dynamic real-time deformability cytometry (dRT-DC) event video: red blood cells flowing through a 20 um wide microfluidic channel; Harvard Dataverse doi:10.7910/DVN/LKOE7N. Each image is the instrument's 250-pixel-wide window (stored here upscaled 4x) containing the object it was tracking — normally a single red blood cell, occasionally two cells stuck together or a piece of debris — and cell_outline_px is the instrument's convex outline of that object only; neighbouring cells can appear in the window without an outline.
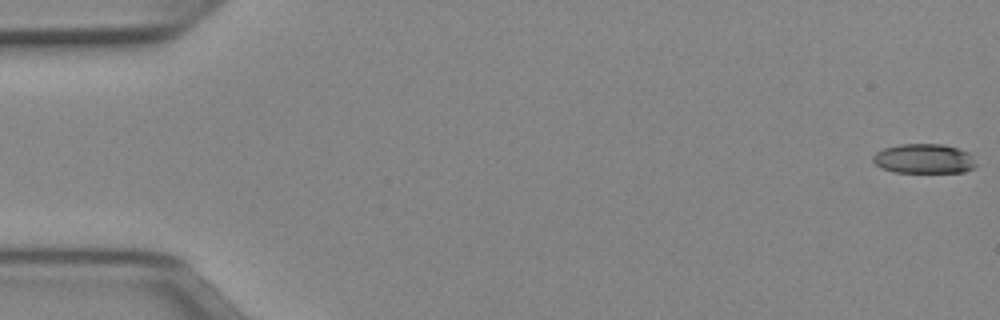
{"species": "Egyptian fruit bat (a non-hibernating species)", "species_latin": "Rousettus aegyptiacus", "temperature_condition": "cold", "stored_images_in_passage": 52, "camera_frame_rate_fps": 3000, "um_per_image_px": 0.085, "animal": {"sex": "female"}, "frame": {"image": 1, "passage_image": 1, "time_ms": 0.0, "image_size_px": [1000, 320], "cell_outline_px": [[976, 168], [964, 172], [896, 172], [880, 168], [872, 160], [872, 156], [876, 152], [884, 148], [900, 144], [940, 144], [956, 148], [968, 152], [976, 164]], "centroid_in_image_um": [78.52, 13.5], "position_along_channel_um": 6.5, "area_um2": 17.74}}
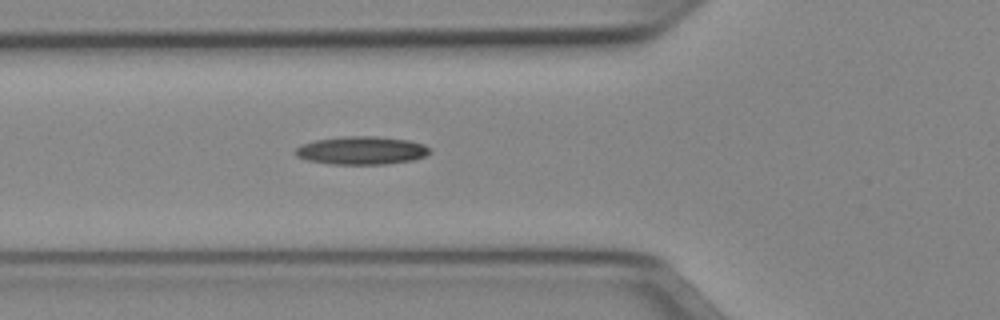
{"frame": {"image": 2, "passage_image": 19, "time_ms": 6.0, "image_size_px": [1000, 320], "cell_outline_px": [[432, 152], [424, 156], [412, 160], [388, 164], [328, 164], [308, 160], [296, 156], [296, 148], [300, 144], [316, 140], [344, 136], [376, 136], [408, 140], [424, 144], [432, 148]], "centroid_in_image_um": [30.76, 12.79], "position_along_channel_um": 95.0, "area_um2": 22.14}}
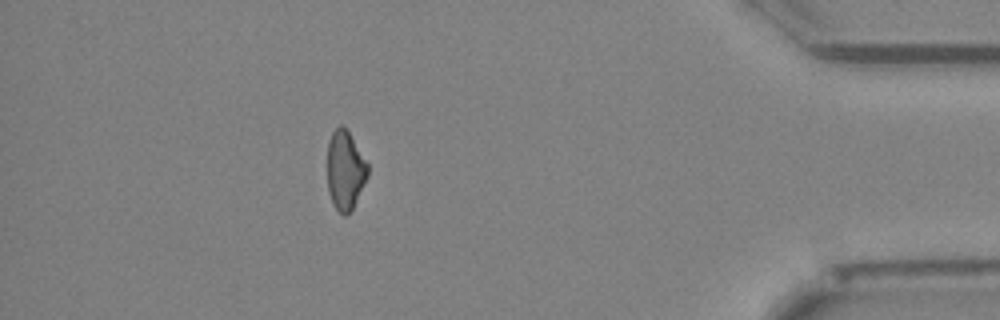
{"frame": {"image": 3, "passage_image": 46, "time_ms": 15.0, "image_size_px": [1000, 320], "cell_outline_px": [[368, 176], [352, 208], [344, 216], [332, 204], [328, 192], [328, 144], [332, 132], [340, 124], [348, 132], [368, 164]], "centroid_in_image_um": [29.33, 14.48], "position_along_channel_um": 405.9, "area_um2": 18.21}}